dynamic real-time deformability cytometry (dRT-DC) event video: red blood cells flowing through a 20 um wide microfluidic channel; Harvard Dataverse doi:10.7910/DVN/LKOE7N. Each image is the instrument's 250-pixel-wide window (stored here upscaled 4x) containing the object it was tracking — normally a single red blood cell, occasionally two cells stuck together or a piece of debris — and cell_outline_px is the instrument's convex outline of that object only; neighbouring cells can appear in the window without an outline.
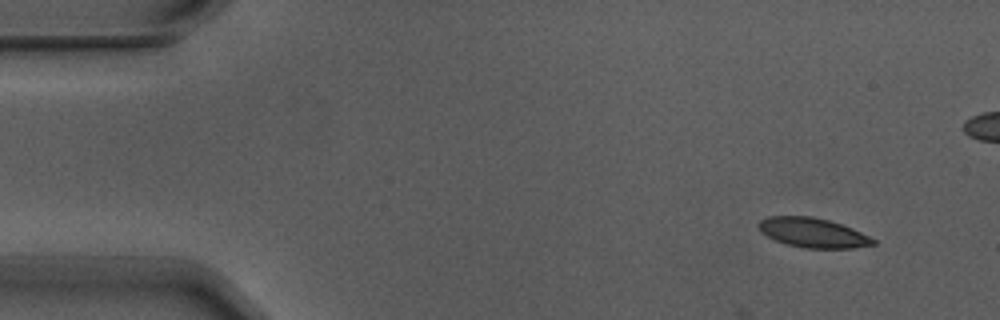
{"species": "Egyptian fruit bat (a non-hibernating species)", "species_latin": "Rousettus aegyptiacus", "temperature_condition": "warm", "stored_images_in_passage": 2, "camera_frame_rate_fps": 3000, "um_per_image_px": 0.085, "animal": {"sex": "male"}, "frame": {"image": 1, "passage_image": 2, "time_ms": 0.333, "image_size_px": [1000, 320], "cell_outline_px": [[876, 244], [852, 248], [804, 248], [788, 244], [776, 240], [760, 232], [756, 224], [760, 220], [768, 216], [812, 216], [828, 220], [852, 228], [876, 240]], "centroid_in_image_um": [69.06, 19.77], "position_along_channel_um": 15.9, "area_um2": 19.65}}